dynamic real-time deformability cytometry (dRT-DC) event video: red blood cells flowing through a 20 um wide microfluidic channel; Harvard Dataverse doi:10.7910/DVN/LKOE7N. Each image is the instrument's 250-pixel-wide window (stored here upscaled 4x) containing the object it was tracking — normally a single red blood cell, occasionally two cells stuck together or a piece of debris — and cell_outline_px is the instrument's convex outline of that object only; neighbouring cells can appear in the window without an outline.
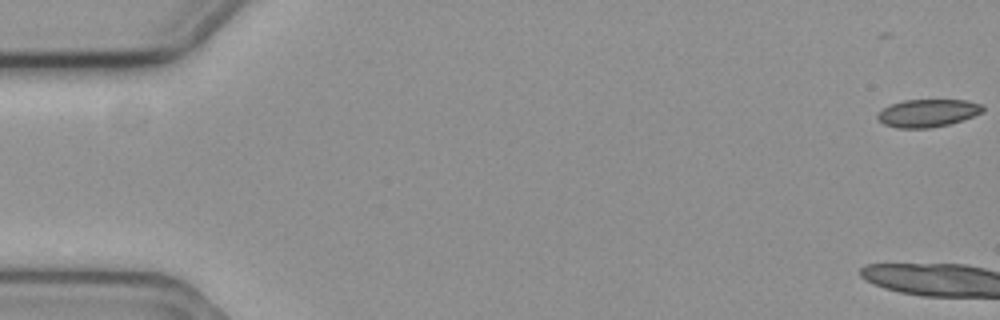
{"species": "common noctule bat (a hibernating species)", "species_latin": "Nyctalus noctula", "temperature_condition": "cold", "stored_images_in_passage": 4, "camera_frame_rate_fps": 3000, "um_per_image_px": 0.085, "animal": {"sex": "female", "body_mass_g": 19.3, "forearm_length_mm": 54.1}, "frame": {"image": 1, "passage_image": 1, "time_ms": 0.0, "image_size_px": [1000, 320], "cell_outline_px": [[984, 112], [948, 124], [928, 128], [896, 128], [884, 124], [876, 116], [884, 108], [892, 104], [904, 100], [968, 100], [984, 104]], "centroid_in_image_um": [78.89, 9.6], "position_along_channel_um": 6.1, "area_um2": 16.88}}